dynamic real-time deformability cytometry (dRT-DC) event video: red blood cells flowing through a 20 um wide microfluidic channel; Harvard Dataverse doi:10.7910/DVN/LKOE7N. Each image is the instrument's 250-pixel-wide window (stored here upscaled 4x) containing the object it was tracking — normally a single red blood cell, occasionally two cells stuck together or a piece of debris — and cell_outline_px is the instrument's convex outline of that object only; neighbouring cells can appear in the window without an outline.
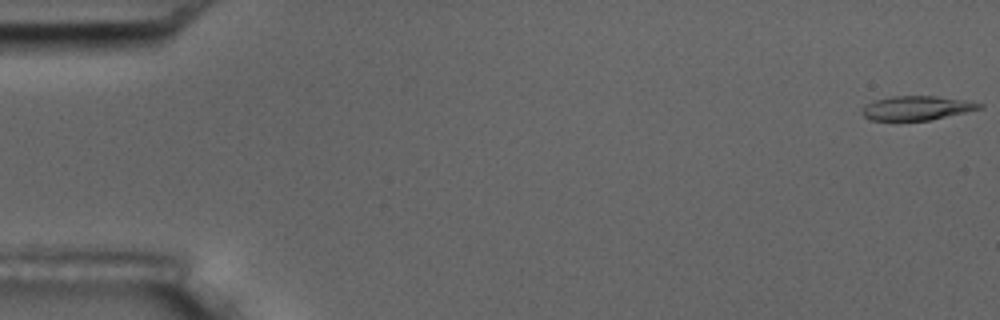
{"species": "common noctule bat (a hibernating species)", "species_latin": "Nyctalus noctula", "temperature_condition": "room temperature", "stored_images_in_passage": 9, "camera_frame_rate_fps": 3000, "um_per_image_px": 0.085, "animal": {"sex": "male", "body_mass_g": 17.5, "forearm_length_mm": 52.3}, "frame": {"image": 1, "passage_image": 1, "time_ms": 0.0, "image_size_px": [1000, 320], "cell_outline_px": [[984, 108], [928, 120], [872, 120], [864, 116], [860, 112], [864, 104], [876, 100], [892, 96], [936, 96], [972, 100], [984, 104]], "centroid_in_image_um": [77.96, 9.17], "position_along_channel_um": 7.0, "area_um2": 16.65}}
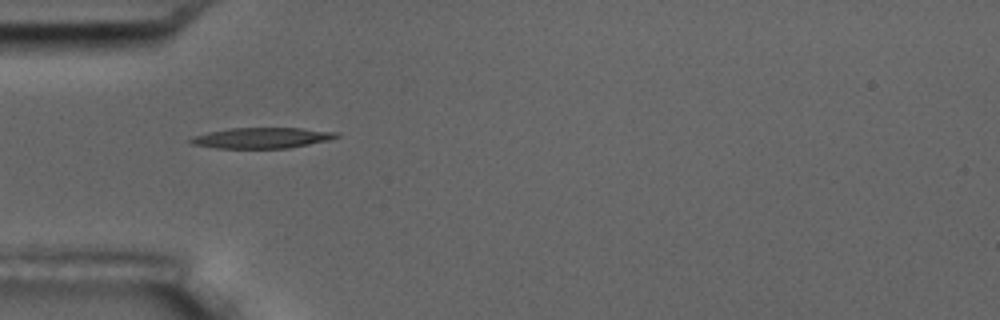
{"frame": {"image": 2, "passage_image": 6, "time_ms": 5.667, "image_size_px": [1000, 320], "cell_outline_px": [[340, 136], [328, 140], [288, 148], [216, 148], [192, 144], [188, 140], [192, 136], [208, 132], [228, 128], [300, 128], [340, 132]], "centroid_in_image_um": [22.25, 11.71], "position_along_channel_um": 62.8, "area_um2": 17.57}}
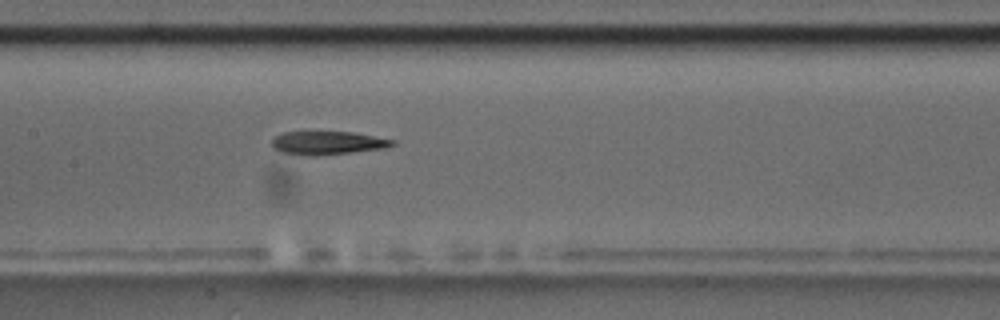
{"frame": {"image": 3, "passage_image": 9, "time_ms": 9.0, "image_size_px": [1000, 320], "cell_outline_px": [[396, 144], [384, 148], [312, 156], [304, 156], [280, 152], [272, 148], [272, 140], [276, 136], [284, 132], [352, 132], [396, 140]], "centroid_in_image_um": [27.82, 12.15], "position_along_channel_um": 179.6, "area_um2": 16.3}}